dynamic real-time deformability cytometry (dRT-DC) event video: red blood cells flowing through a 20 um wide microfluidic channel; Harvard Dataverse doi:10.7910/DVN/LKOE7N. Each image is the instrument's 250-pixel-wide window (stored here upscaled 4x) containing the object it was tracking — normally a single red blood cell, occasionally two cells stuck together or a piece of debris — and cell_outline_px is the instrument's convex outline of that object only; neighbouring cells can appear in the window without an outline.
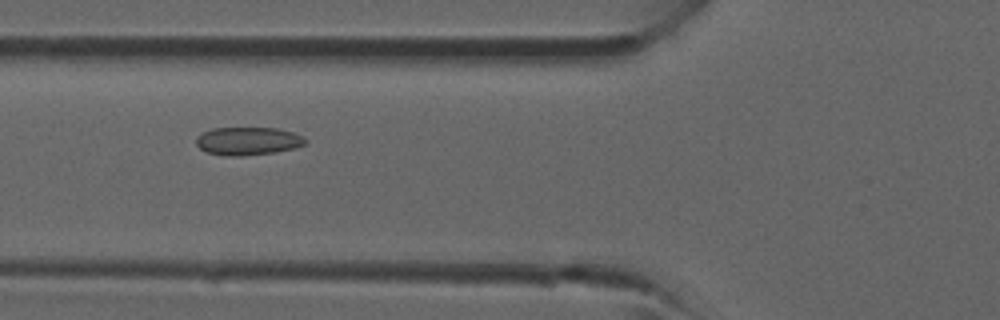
{"species": "common noctule bat (a hibernating species)", "species_latin": "Nyctalus noctula", "temperature_condition": "room temperature", "stored_images_in_passage": 4, "camera_frame_rate_fps": 3000, "um_per_image_px": 0.085, "animal": {"sex": "male", "forearm_length_mm": 52.5}, "frame": {"image": 1, "passage_image": 4, "time_ms": 3.667, "image_size_px": [1000, 320], "cell_outline_px": [[308, 140], [304, 144], [296, 148], [276, 152], [240, 156], [224, 156], [208, 152], [200, 148], [196, 144], [196, 136], [212, 128], [276, 128], [292, 132]], "centroid_in_image_um": [21.06, 11.99], "position_along_channel_um": 104.7, "area_um2": 17.8}}